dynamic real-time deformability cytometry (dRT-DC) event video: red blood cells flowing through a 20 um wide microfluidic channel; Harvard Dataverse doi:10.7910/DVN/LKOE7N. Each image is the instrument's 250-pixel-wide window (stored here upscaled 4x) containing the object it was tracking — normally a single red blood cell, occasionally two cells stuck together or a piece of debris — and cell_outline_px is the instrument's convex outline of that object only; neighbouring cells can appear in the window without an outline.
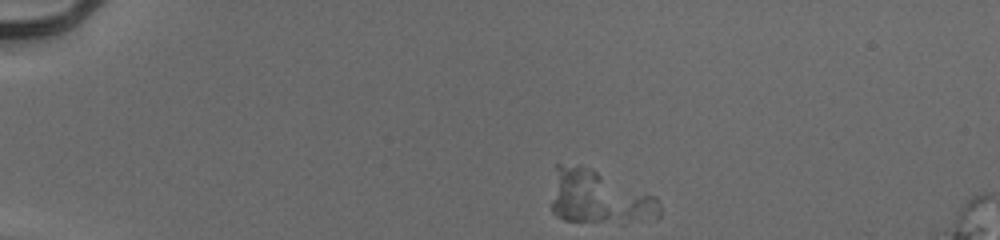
{"species": "human", "species_latin": "Homo sapiens", "temperature_condition": "cold", "stored_images_in_passage": 4, "camera_frame_rate_fps": 3000, "um_per_image_px": 0.085, "donor": {"sex": "male"}, "frame": {"image": 1, "passage_image": 3, "time_ms": 0.667, "image_size_px": [1000, 240], "cell_outline_px": [[660, 216], [656, 220], [624, 224], [564, 220], [556, 216], [552, 212], [552, 200], [556, 164], [580, 164], [592, 168], [656, 196], [660, 208]], "centroid_in_image_um": [50.96, 16.8], "position_along_channel_um": 34.0, "area_um2": 34.56}}